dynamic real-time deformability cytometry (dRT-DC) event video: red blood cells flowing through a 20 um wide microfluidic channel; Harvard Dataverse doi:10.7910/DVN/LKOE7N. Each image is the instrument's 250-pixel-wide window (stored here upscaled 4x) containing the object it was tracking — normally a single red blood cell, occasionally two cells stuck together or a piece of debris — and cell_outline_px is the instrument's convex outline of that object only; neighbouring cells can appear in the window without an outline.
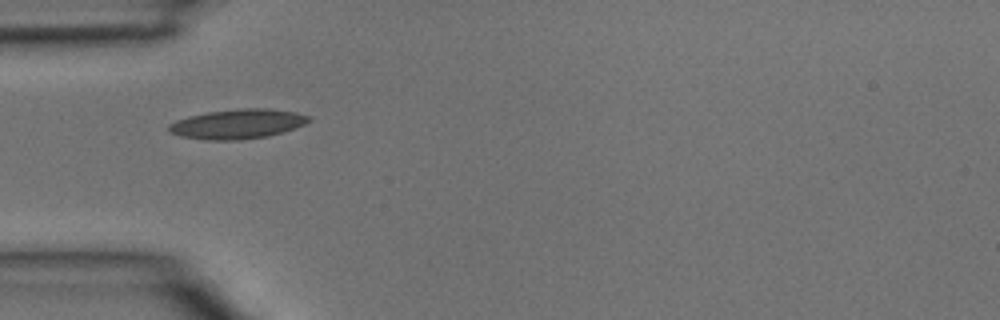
{"species": "common noctule bat (a hibernating species)", "species_latin": "Nyctalus noctula", "temperature_condition": "room temperature", "stored_images_in_passage": 2, "camera_frame_rate_fps": 3000, "um_per_image_px": 0.085, "animal": {"sex": "male", "body_mass_g": 15.6}, "frame": {"image": 1, "passage_image": 1, "time_ms": 0.0, "image_size_px": [1000, 320], "cell_outline_px": [[312, 120], [296, 128], [268, 136], [240, 140], [208, 140], [180, 136], [168, 132], [168, 124], [176, 120], [188, 116], [208, 112], [240, 108], [268, 108], [296, 112], [312, 116]], "centroid_in_image_um": [20.21, 10.53], "position_along_channel_um": 64.8, "area_um2": 24.39}}